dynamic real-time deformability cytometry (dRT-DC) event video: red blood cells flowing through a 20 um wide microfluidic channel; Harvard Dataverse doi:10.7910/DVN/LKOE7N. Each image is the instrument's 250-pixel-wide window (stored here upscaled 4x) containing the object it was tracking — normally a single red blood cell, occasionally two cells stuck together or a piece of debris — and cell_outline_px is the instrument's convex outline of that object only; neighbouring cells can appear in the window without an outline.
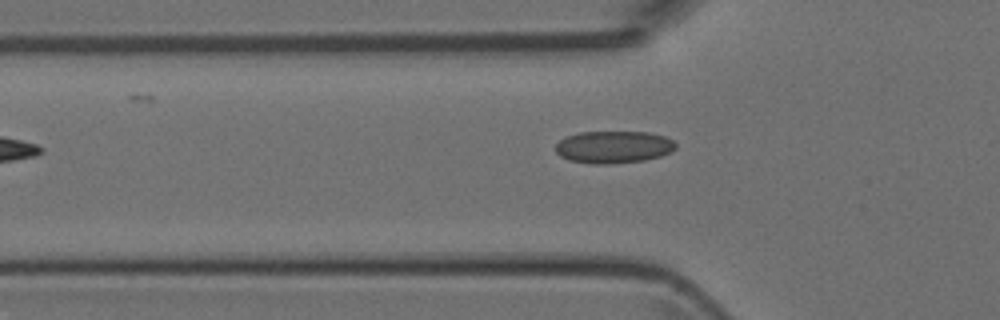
{"species": "Egyptian fruit bat (a non-hibernating species)", "species_latin": "Rousettus aegyptiacus", "temperature_condition": "room temperature", "stored_images_in_passage": 3, "camera_frame_rate_fps": 3000, "um_per_image_px": 0.085, "animal": {"sex": "female"}, "frame": {"image": 1, "passage_image": 3, "time_ms": 2.333, "image_size_px": [1000, 320], "cell_outline_px": [[676, 148], [672, 152], [660, 156], [644, 160], [608, 164], [592, 164], [568, 160], [560, 156], [556, 152], [556, 144], [560, 140], [568, 136], [580, 132], [648, 132], [664, 136], [672, 140], [676, 144]], "centroid_in_image_um": [52.16, 12.5], "position_along_channel_um": 73.6, "area_um2": 22.6}}